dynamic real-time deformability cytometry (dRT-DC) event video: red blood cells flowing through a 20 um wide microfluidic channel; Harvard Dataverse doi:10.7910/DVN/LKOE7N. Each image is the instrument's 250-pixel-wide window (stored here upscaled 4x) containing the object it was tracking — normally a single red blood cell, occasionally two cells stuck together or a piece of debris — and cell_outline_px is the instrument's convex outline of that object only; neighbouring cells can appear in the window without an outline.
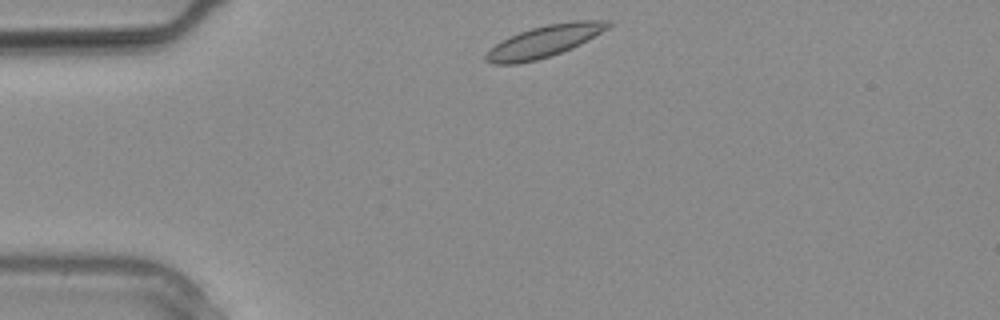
{"species": "common noctule bat (a hibernating species)", "species_latin": "Nyctalus noctula", "temperature_condition": "warm", "stored_images_in_passage": 5, "camera_frame_rate_fps": 3000, "um_per_image_px": 0.085, "animal": {"sex": "male", "body_mass_g": 20.4}, "frame": {"image": 1, "passage_image": 1, "time_ms": 0.0, "image_size_px": [1000, 320], "cell_outline_px": [[612, 24], [608, 28], [588, 40], [572, 48], [536, 60], [516, 64], [492, 64], [484, 60], [484, 56], [496, 44], [520, 32], [532, 28], [548, 24], [576, 20], [604, 20]], "centroid_in_image_um": [46.27, 3.51], "position_along_channel_um": 38.7, "area_um2": 22.14}}
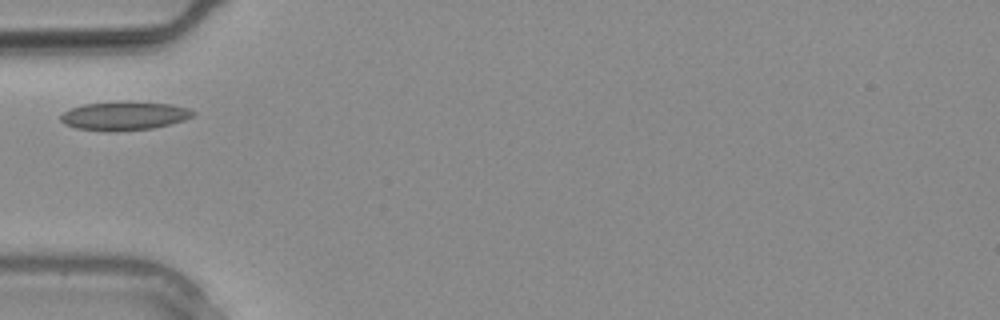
{"frame": {"image": 2, "passage_image": 4, "time_ms": 1.0, "image_size_px": [1000, 320], "cell_outline_px": [[196, 112], [192, 116], [184, 120], [152, 128], [116, 132], [108, 132], [76, 128], [64, 124], [60, 120], [60, 116], [64, 112], [72, 108], [84, 104], [172, 104], [188, 108]], "centroid_in_image_um": [10.54, 9.9], "position_along_channel_um": 74.5, "area_um2": 21.15}}